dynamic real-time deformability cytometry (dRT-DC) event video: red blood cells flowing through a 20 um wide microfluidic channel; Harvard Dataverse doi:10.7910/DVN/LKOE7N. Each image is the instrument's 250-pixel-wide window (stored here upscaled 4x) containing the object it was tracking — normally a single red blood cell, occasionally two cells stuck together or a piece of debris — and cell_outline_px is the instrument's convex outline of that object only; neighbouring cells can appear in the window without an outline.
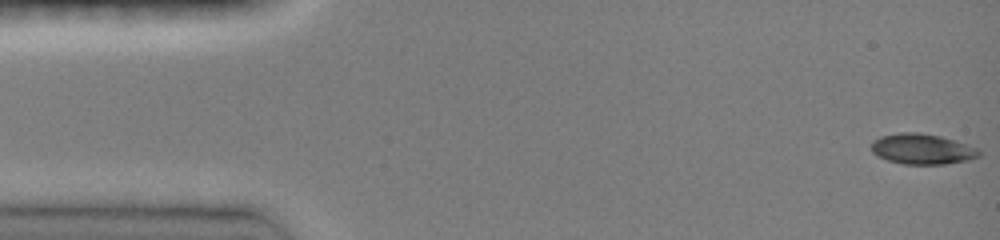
{"species": "common noctule bat (a hibernating species)", "species_latin": "Nyctalus noctula", "temperature_condition": "room temperature", "stored_images_in_passage": 28, "camera_frame_rate_fps": 3000, "um_per_image_px": 0.085, "animal": {"sex": "female", "body_mass_g": 19.0, "forearm_length_mm": 51.5}, "frame": {"image": 1, "passage_image": 1, "time_ms": 0.0, "image_size_px": [1000, 240], "cell_outline_px": [[980, 156], [968, 160], [944, 164], [904, 164], [888, 160], [872, 152], [872, 140], [880, 136], [900, 132], [920, 132], [940, 136], [980, 148]], "centroid_in_image_um": [78.4, 12.66], "position_along_channel_um": 6.6, "area_um2": 19.13}}
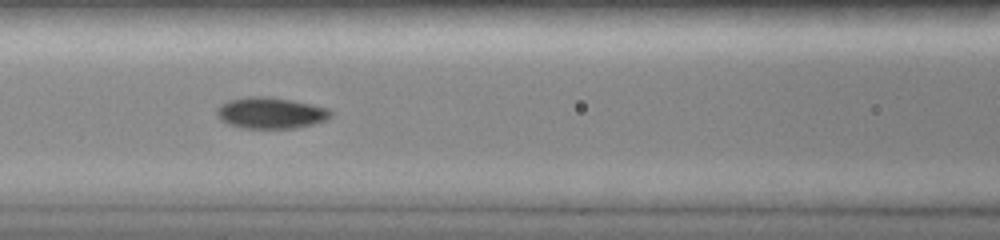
{"frame": {"image": 2, "passage_image": 10, "time_ms": 6.333, "image_size_px": [1000, 240], "cell_outline_px": [[332, 116], [324, 120], [312, 124], [296, 128], [244, 128], [228, 124], [220, 120], [216, 112], [216, 108], [220, 104], [228, 100], [248, 96], [268, 96], [292, 100], [312, 104], [328, 108], [332, 112]], "centroid_in_image_um": [22.98, 9.59], "position_along_channel_um": 143.6, "area_um2": 20.87}}
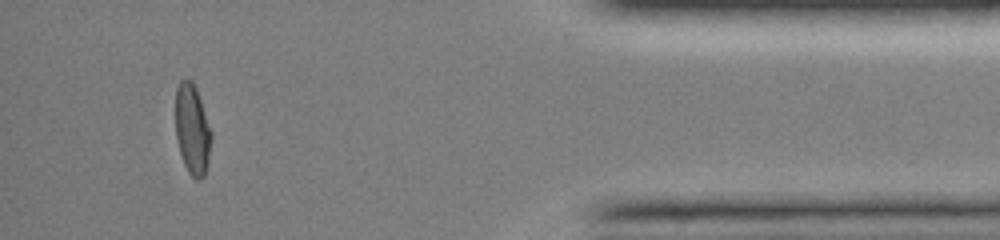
{"frame": {"image": 3, "passage_image": 26, "time_ms": 14.0, "image_size_px": [1000, 240], "cell_outline_px": [[212, 136], [208, 164], [204, 176], [200, 180], [196, 180], [188, 172], [184, 164], [180, 152], [176, 136], [176, 88], [180, 80], [192, 80], [196, 88], [212, 132]], "centroid_in_image_um": [16.36, 11.02], "position_along_channel_um": 418.8, "area_um2": 18.84}, "authors_computed_cell_mechanics": {"area_um2": 19.5653, "velocity_mm_per_s": 4.1062, "shape_relaxation_time_tau1_ms": 10.2444, "shape_relaxation_time_tau2_ms": 2.3647, "deformation_change_tau1": 0.3071, "deformation_change_tau2": 0.0378}}